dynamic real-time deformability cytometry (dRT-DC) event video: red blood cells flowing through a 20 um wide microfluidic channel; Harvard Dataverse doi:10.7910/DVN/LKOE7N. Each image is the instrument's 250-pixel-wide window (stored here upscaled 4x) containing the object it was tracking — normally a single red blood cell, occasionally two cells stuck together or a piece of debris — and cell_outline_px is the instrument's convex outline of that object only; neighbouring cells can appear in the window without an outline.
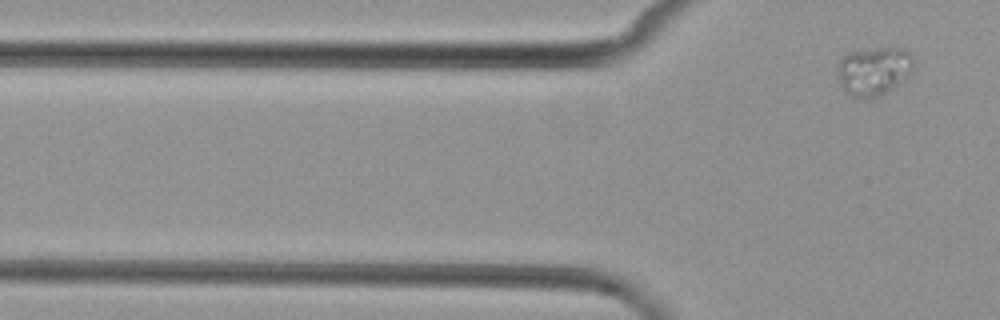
{"species": "common noctule bat (a hibernating species)", "species_latin": "Nyctalus noctula", "temperature_condition": "cold", "stored_images_in_passage": 7, "camera_frame_rate_fps": 3000, "um_per_image_px": 0.085, "animal": {"sex": "female", "body_mass_g": 29.2, "forearm_length_mm": 56.3}, "frame": {"image": 1, "passage_image": 7, "time_ms": 7.667, "image_size_px": [1000, 320], "cell_outline_px": [[912, 72], [904, 80], [884, 92], [868, 100], [860, 100], [844, 92], [840, 84], [836, 64], [848, 52], [880, 48], [904, 48], [912, 56]], "centroid_in_image_um": [74.23, 6.05], "position_along_channel_um": 51.6, "area_um2": 21.56}}